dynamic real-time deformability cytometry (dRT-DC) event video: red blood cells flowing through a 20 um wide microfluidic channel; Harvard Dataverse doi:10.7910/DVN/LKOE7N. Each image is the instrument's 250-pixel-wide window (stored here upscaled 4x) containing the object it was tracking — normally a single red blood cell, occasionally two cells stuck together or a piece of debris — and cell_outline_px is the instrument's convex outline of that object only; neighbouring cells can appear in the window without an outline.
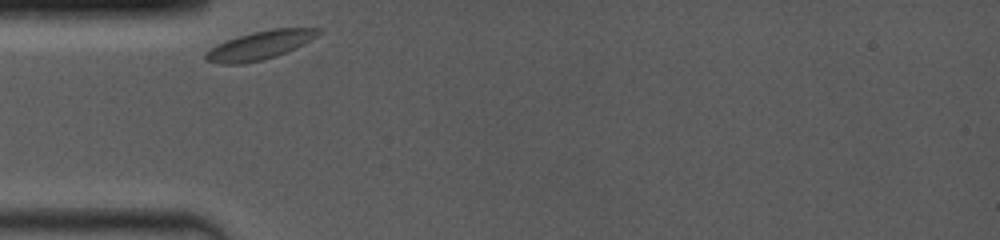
{"species": "common noctule bat (a hibernating species)", "species_latin": "Nyctalus noctula", "temperature_condition": "room temperature", "stored_images_in_passage": 25, "camera_frame_rate_fps": 4000, "um_per_image_px": 0.085, "animal": {"sex": "female", "body_mass_g": 19.0, "forearm_length_mm": 53.3}, "frame": {"image": 1, "passage_image": 1, "time_ms": 0.0, "image_size_px": [1000, 240], "cell_outline_px": [[324, 28], [316, 36], [304, 44], [276, 56], [264, 60], [244, 64], [220, 64], [204, 60], [204, 52], [216, 44], [252, 32], [272, 28]], "centroid_in_image_um": [22.05, 3.86], "position_along_channel_um": 62.9, "area_um2": 18.79}}
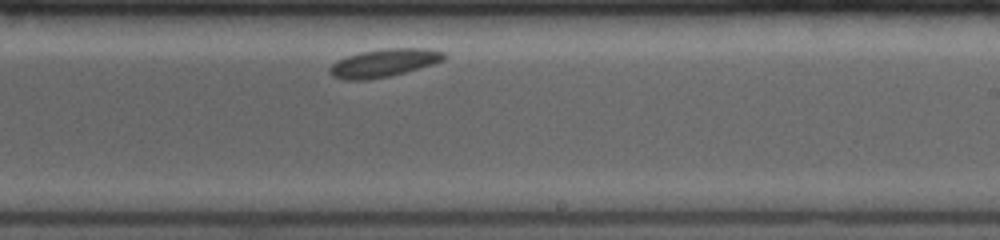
{"frame": {"image": 2, "passage_image": 15, "time_ms": 5.5, "image_size_px": [1000, 240], "cell_outline_px": [[448, 56], [444, 60], [432, 64], [404, 72], [388, 76], [368, 80], [344, 80], [332, 76], [328, 72], [328, 68], [336, 60], [360, 52], [384, 48], [428, 48], [444, 52]], "centroid_in_image_um": [32.61, 5.34], "position_along_channel_um": 256.4, "area_um2": 18.73}}
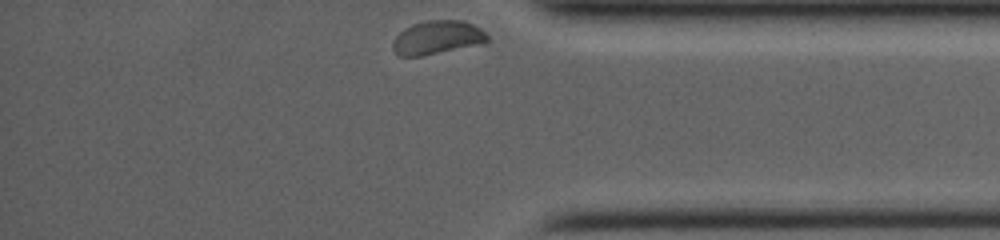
{"frame": {"image": 3, "passage_image": 25, "time_ms": 9.5, "image_size_px": [1000, 240], "cell_outline_px": [[488, 40], [484, 44], [420, 56], [400, 56], [392, 48], [392, 40], [404, 28], [412, 24], [424, 20], [464, 20], [480, 28], [488, 36]], "centroid_in_image_um": [37.17, 3.18], "position_along_channel_um": 398.0, "area_um2": 18.67}}